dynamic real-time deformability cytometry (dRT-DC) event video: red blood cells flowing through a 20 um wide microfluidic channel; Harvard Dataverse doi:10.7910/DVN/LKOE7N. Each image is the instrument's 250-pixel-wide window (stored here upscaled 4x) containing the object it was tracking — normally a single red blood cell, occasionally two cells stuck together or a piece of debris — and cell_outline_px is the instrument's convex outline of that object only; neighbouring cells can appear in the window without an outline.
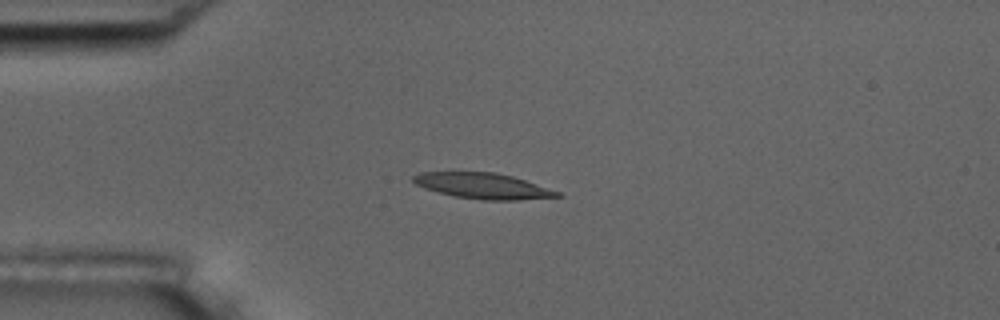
{"species": "common noctule bat (a hibernating species)", "species_latin": "Nyctalus noctula", "temperature_condition": "room temperature", "stored_images_in_passage": 5, "camera_frame_rate_fps": 3000, "um_per_image_px": 0.085, "animal": {"sex": "male", "body_mass_g": 17.5, "forearm_length_mm": 52.3}, "frame": {"image": 1, "passage_image": 3, "time_ms": 2.333, "image_size_px": [1000, 320], "cell_outline_px": [[564, 196], [516, 200], [480, 200], [456, 196], [424, 188], [416, 184], [412, 180], [412, 176], [420, 172], [496, 172], [512, 176], [560, 192]], "centroid_in_image_um": [41.04, 15.8], "position_along_channel_um": 44.0, "area_um2": 21.39}}